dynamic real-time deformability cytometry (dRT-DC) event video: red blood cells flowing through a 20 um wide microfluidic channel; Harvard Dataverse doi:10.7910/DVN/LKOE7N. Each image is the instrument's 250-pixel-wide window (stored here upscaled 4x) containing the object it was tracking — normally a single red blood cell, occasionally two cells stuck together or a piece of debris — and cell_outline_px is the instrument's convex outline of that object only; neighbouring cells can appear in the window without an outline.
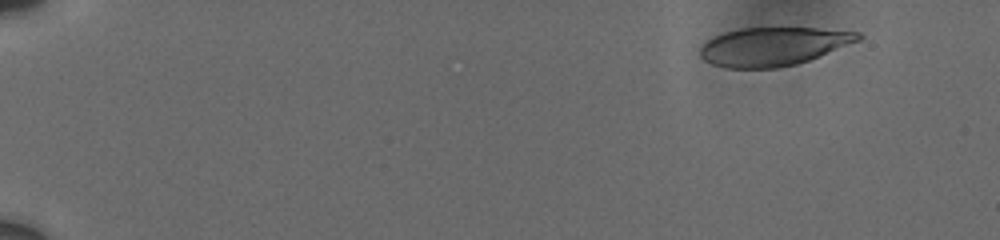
{"species": "human", "species_latin": "Homo sapiens", "temperature_condition": "cold", "stored_images_in_passage": 10, "camera_frame_rate_fps": 3000, "um_per_image_px": 0.085, "donor": {"sex": "male"}, "frame": {"image": 1, "passage_image": 2, "time_ms": 1.667, "image_size_px": [1000, 240], "cell_outline_px": [[864, 36], [860, 40], [808, 60], [796, 64], [776, 68], [724, 68], [712, 64], [704, 60], [700, 56], [700, 48], [708, 40], [724, 32], [740, 28], [816, 28], [860, 32]], "centroid_in_image_um": [65.71, 3.95], "position_along_channel_um": 19.3, "area_um2": 35.26}}
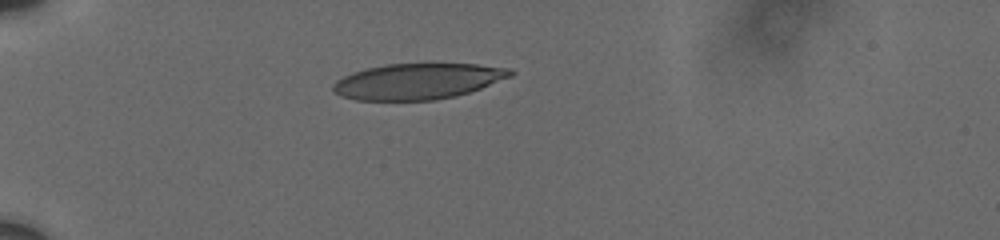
{"frame": {"image": 2, "passage_image": 7, "time_ms": 5.667, "image_size_px": [1000, 240], "cell_outline_px": [[516, 72], [512, 76], [480, 88], [456, 96], [436, 100], [356, 100], [340, 96], [332, 92], [332, 84], [336, 80], [344, 76], [368, 68], [384, 64], [476, 64], [512, 68]], "centroid_in_image_um": [35.52, 6.91], "position_along_channel_um": 49.5, "area_um2": 37.05}}
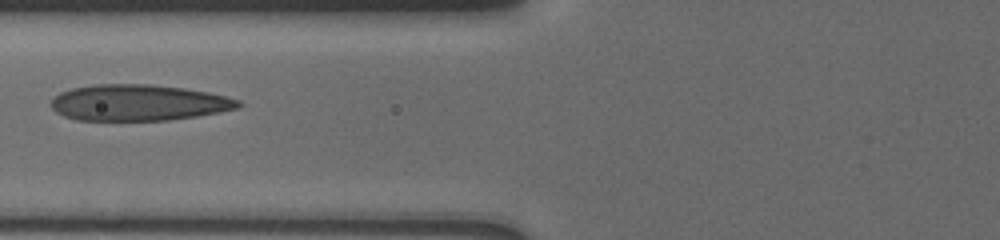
{"frame": {"image": 3, "passage_image": 10, "time_ms": 8.333, "image_size_px": [1000, 240], "cell_outline_px": [[244, 104], [236, 108], [196, 116], [168, 120], [76, 120], [64, 116], [56, 112], [48, 104], [60, 92], [72, 88], [96, 84], [148, 84], [184, 88], [208, 92], [240, 100]], "centroid_in_image_um": [11.73, 8.72], "position_along_channel_um": 114.1, "area_um2": 39.3}}